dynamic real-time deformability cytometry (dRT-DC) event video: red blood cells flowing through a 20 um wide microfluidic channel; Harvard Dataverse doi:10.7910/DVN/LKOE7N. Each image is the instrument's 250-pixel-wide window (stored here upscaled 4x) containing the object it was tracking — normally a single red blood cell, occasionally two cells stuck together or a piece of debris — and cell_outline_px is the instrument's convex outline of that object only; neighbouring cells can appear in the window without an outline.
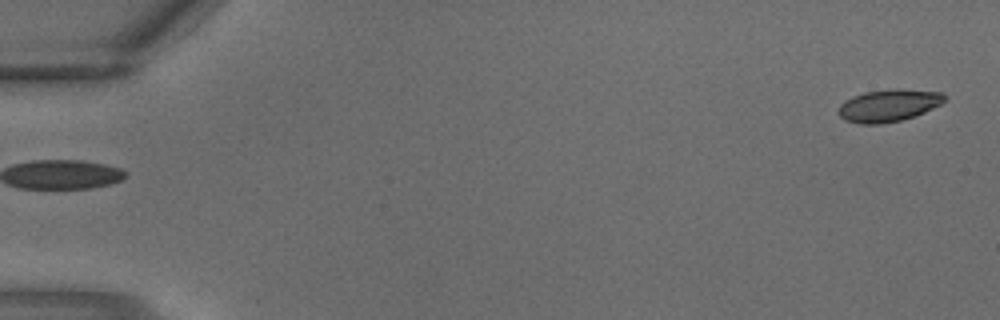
{"species": "common noctule bat (a hibernating species)", "species_latin": "Nyctalus noctula", "temperature_condition": "warm", "stored_images_in_passage": 2, "segment_of_instrument_passage": [2, 2], "camera_frame_rate_fps": 3000, "um_per_image_px": 0.085, "animal": {"sex": "male", "body_mass_g": 18.8}, "frame": {"image": 1, "passage_image": 2, "time_ms": 0.333, "image_size_px": [1000, 320], "cell_outline_px": [[948, 96], [940, 104], [924, 112], [900, 120], [880, 124], [860, 124], [844, 120], [836, 112], [840, 104], [852, 96], [864, 92], [896, 88], [944, 92]], "centroid_in_image_um": [75.51, 8.95], "position_along_channel_um": 9.5, "area_um2": 20.06}}